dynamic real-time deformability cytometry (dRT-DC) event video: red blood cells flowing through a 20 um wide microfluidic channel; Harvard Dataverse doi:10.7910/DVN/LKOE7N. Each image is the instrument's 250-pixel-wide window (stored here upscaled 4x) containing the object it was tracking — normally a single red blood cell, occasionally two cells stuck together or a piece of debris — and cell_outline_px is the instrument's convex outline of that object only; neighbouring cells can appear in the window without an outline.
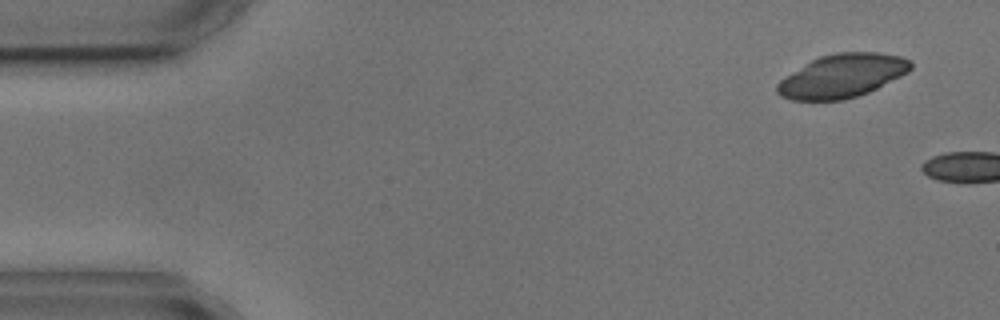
{"species": "common noctule bat (a hibernating species)", "species_latin": "Nyctalus noctula", "temperature_condition": "cold", "stored_images_in_passage": 5, "camera_frame_rate_fps": 3000, "um_per_image_px": 0.085, "animal": {"sex": "male", "body_mass_g": 17.9, "forearm_length_mm": 54.2}, "frame": {"image": 1, "passage_image": 1, "time_ms": 0.0, "image_size_px": [1000, 320], "cell_outline_px": [[912, 68], [908, 72], [868, 92], [844, 100], [792, 100], [780, 96], [776, 92], [776, 84], [780, 80], [804, 64], [820, 56], [836, 52], [880, 52], [900, 56], [912, 60]], "centroid_in_image_um": [71.58, 6.44], "position_along_channel_um": 13.4, "area_um2": 33.76}}
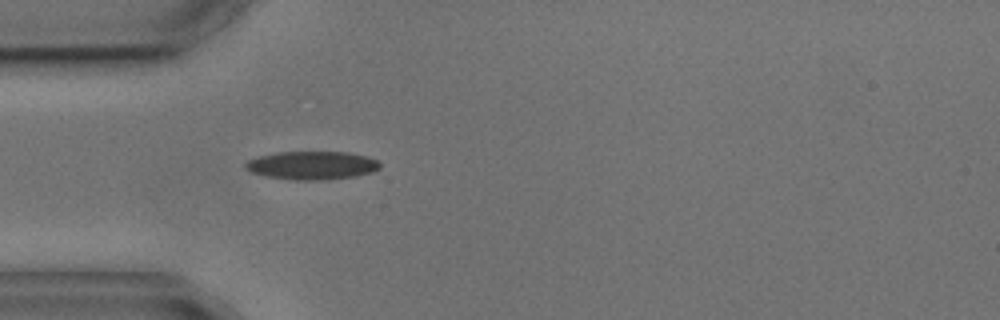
{"frame": {"image": 2, "passage_image": 5, "time_ms": 5.667, "image_size_px": [1000, 320], "cell_outline_px": [[380, 168], [372, 172], [356, 176], [320, 180], [296, 180], [268, 176], [252, 172], [244, 168], [244, 164], [248, 160], [256, 156], [276, 152], [348, 152], [364, 156], [376, 160], [380, 164]], "centroid_in_image_um": [26.49, 14.05], "position_along_channel_um": 58.5, "area_um2": 22.08}}